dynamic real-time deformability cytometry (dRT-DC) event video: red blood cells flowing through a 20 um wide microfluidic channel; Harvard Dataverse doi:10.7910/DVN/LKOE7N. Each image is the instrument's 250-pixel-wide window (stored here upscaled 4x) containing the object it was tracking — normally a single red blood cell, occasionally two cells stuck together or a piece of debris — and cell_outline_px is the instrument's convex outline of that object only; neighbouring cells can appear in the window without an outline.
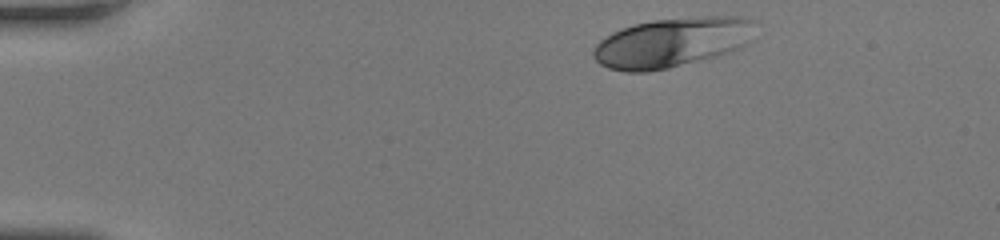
{"species": "human", "species_latin": "Homo sapiens", "temperature_condition": "room temperature", "stored_images_in_passage": 42, "camera_frame_rate_fps": 3000, "um_per_image_px": 0.085, "donor": {"sex": "female"}, "frame": {"image": 1, "passage_image": 1, "time_ms": 0.0, "image_size_px": [1000, 240], "cell_outline_px": [[760, 20], [744, 44], [740, 48], [716, 56], [668, 68], [648, 72], [624, 72], [608, 68], [600, 64], [592, 56], [592, 48], [600, 40], [612, 32], [632, 24], [652, 20], [708, 16], [744, 16]], "centroid_in_image_um": [57.11, 3.59], "position_along_channel_um": 27.9, "area_um2": 47.11}}
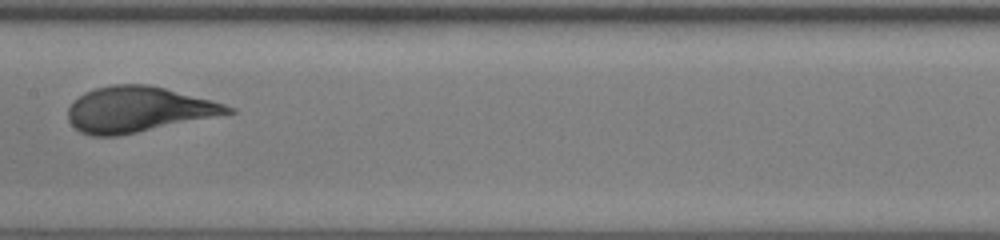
{"frame": {"image": 2, "passage_image": 19, "time_ms": 6.0, "image_size_px": [1000, 240], "cell_outline_px": [[236, 112], [116, 136], [92, 136], [80, 132], [68, 120], [68, 108], [84, 92], [96, 88], [112, 84], [148, 84], [212, 100], [236, 108]], "centroid_in_image_um": [11.73, 9.29], "position_along_channel_um": 195.7, "area_um2": 41.91}}
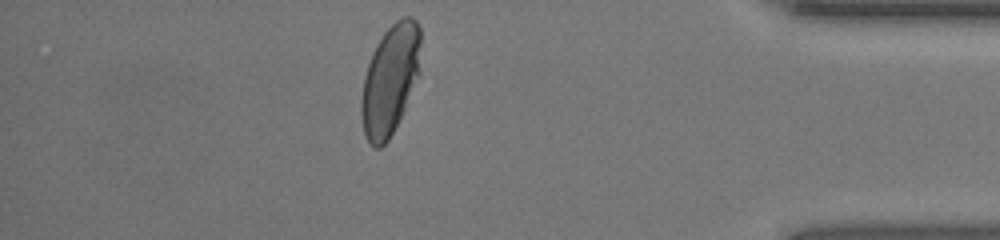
{"frame": {"image": 3, "passage_image": 36, "time_ms": 11.667, "image_size_px": [1000, 240], "cell_outline_px": [[420, 76], [388, 140], [380, 148], [372, 148], [364, 136], [360, 112], [360, 100], [364, 76], [372, 52], [376, 44], [384, 32], [396, 20], [404, 16], [412, 16], [416, 20], [420, 28]], "centroid_in_image_um": [33.15, 6.77], "position_along_channel_um": 402.0, "area_um2": 38.38}, "authors_computed_cell_mechanics": {"area_um2": 42.1073, "velocity_mm_per_s": 4.2293, "shape_relaxation_time_tau1_ms": 3.8678, "shape_relaxation_time_tau2_ms": null, "deformation_change_tau1": 0.1831, "deformation_change_tau2": null}}